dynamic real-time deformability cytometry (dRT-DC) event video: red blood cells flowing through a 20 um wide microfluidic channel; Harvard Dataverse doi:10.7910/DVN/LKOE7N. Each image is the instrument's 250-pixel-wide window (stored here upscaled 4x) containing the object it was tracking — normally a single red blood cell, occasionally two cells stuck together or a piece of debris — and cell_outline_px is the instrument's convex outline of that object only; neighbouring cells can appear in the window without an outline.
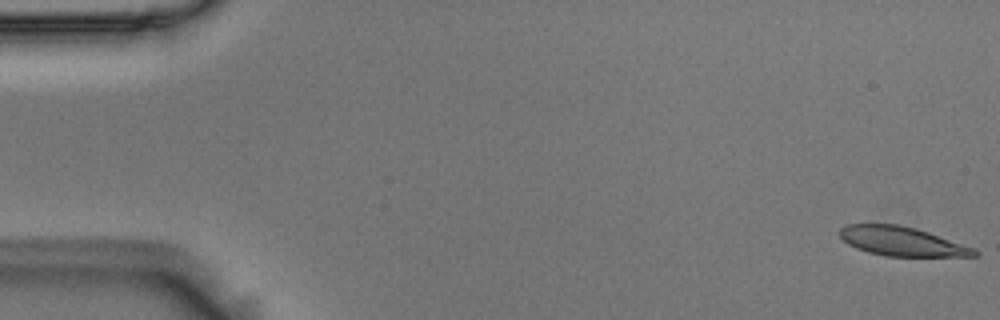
{"species": "Egyptian fruit bat (a non-hibernating species)", "species_latin": "Rousettus aegyptiacus", "temperature_condition": "room temperature", "stored_images_in_passage": 4, "camera_frame_rate_fps": 3000, "um_per_image_px": 0.085, "animal": {"sex": "male"}, "frame": {"image": 1, "passage_image": 1, "time_ms": 0.0, "image_size_px": [1000, 320], "cell_outline_px": [[980, 256], [884, 256], [868, 252], [856, 248], [848, 244], [840, 236], [840, 228], [848, 224], [900, 224], [916, 228], [976, 248], [980, 252]], "centroid_in_image_um": [76.7, 20.52], "position_along_channel_um": 8.3, "area_um2": 22.95}}
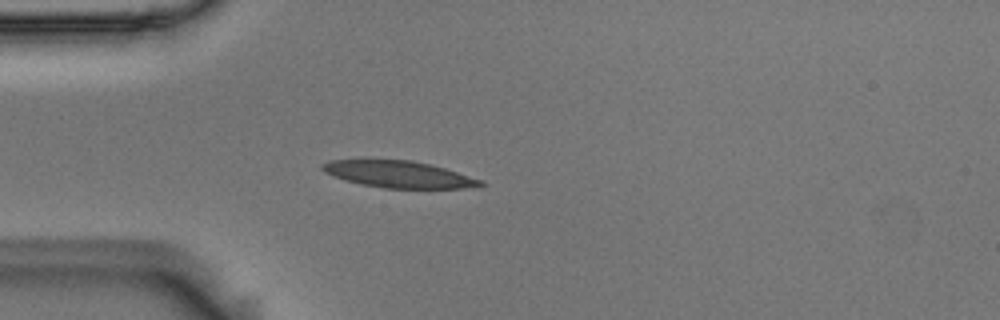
{"frame": {"image": 2, "passage_image": 4, "time_ms": 1.0, "image_size_px": [1000, 320], "cell_outline_px": [[488, 184], [480, 188], [384, 188], [360, 184], [344, 180], [324, 172], [320, 168], [320, 164], [328, 160], [364, 156], [368, 156], [412, 160], [444, 168], [484, 180]], "centroid_in_image_um": [33.81, 14.76], "position_along_channel_um": 51.2, "area_um2": 26.13}}